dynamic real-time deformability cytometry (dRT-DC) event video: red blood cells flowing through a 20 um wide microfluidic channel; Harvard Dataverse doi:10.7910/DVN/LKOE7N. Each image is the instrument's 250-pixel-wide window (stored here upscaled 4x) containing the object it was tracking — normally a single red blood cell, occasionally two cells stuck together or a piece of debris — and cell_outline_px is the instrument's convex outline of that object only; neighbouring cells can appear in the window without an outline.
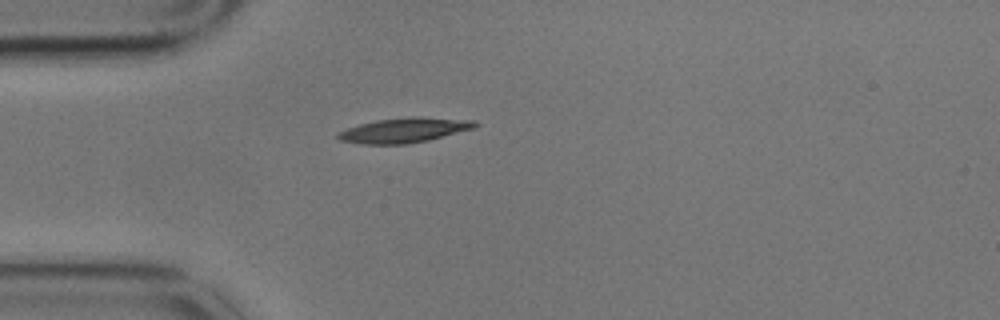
{"species": "common noctule bat (a hibernating species)", "species_latin": "Nyctalus noctula", "temperature_condition": "cold", "stored_images_in_passage": 44, "camera_frame_rate_fps": 3000, "um_per_image_px": 0.085, "animal": {"sex": "male", "body_mass_g": 17.9}, "frame": {"image": 1, "passage_image": 1, "time_ms": 0.0, "image_size_px": [1000, 320], "cell_outline_px": [[480, 124], [476, 128], [428, 140], [408, 144], [360, 144], [340, 140], [336, 136], [340, 132], [348, 128], [360, 124], [376, 120], [412, 116], [420, 116], [476, 120]], "centroid_in_image_um": [34.44, 11.06], "position_along_channel_um": 50.6, "area_um2": 20.0}}
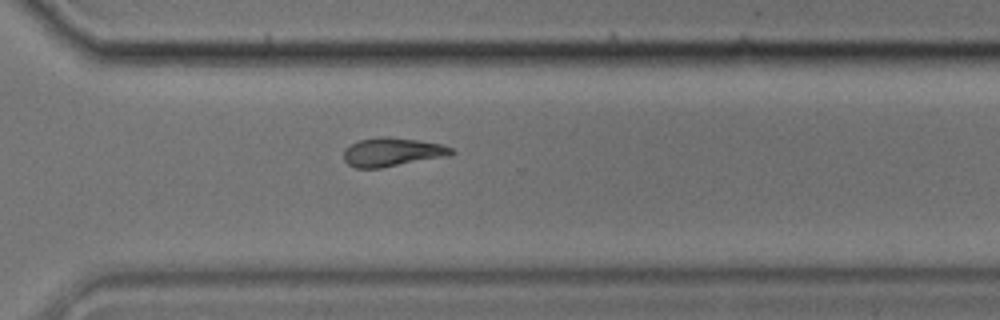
{"frame": {"image": 2, "passage_image": 27, "time_ms": 8.667, "image_size_px": [1000, 320], "cell_outline_px": [[456, 152], [452, 156], [380, 168], [356, 168], [348, 164], [344, 160], [344, 152], [352, 144], [360, 140], [380, 136], [388, 136], [420, 140], [440, 144], [452, 148]], "centroid_in_image_um": [33.41, 12.93], "position_along_channel_um": 337.2, "area_um2": 18.15}}
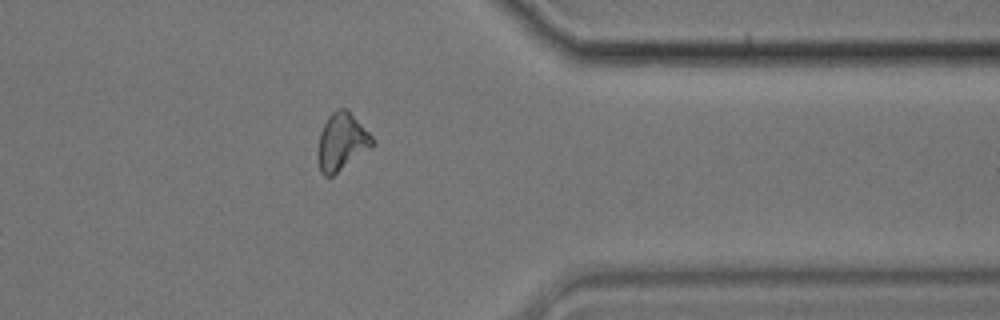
{"frame": {"image": 3, "passage_image": 32, "time_ms": 10.333, "image_size_px": [1000, 320], "cell_outline_px": [[376, 144], [372, 148], [332, 176], [324, 176], [320, 172], [316, 156], [316, 152], [320, 132], [328, 116], [332, 112], [340, 108], [348, 108], [376, 140]], "centroid_in_image_um": [29.05, 12.06], "position_along_channel_um": 382.3, "area_um2": 18.73}, "authors_computed_cell_mechanics": {"area_um2": 18.1781, "velocity_mm_per_s": 3.4031, "shape_relaxation_time_tau1_ms": 10.0192, "shape_relaxation_time_tau2_ms": 6.5053, "deformation_change_tau1": 0.2268, "deformation_change_tau2": 0.1355}}